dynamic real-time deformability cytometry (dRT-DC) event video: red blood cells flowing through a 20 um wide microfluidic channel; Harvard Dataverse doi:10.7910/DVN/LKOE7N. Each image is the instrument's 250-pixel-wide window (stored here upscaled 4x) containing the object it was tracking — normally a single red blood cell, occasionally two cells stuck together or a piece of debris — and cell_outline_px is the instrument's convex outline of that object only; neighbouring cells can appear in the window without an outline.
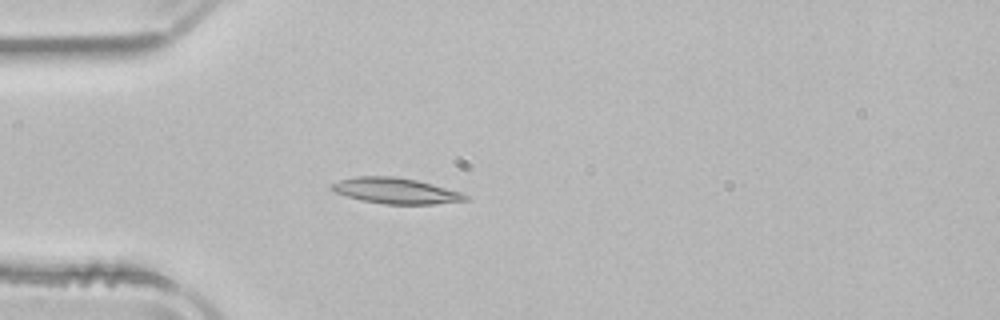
{"species": "common noctule bat (a hibernating species)", "species_latin": "Nyctalus noctula", "temperature_condition": "room temperature", "stored_images_in_passage": 38, "camera_frame_rate_fps": 3000, "um_per_image_px": 0.085, "animal": {"sex": "male", "body_mass_g": 21.5, "forearm_length_mm": 52.0}, "frame": {"image": 1, "passage_image": 1, "time_ms": 0.0, "image_size_px": [1000, 320], "cell_outline_px": [[468, 200], [432, 204], [384, 204], [360, 200], [336, 192], [328, 188], [328, 184], [340, 180], [356, 176], [392, 176], [416, 180], [460, 192], [468, 196]], "centroid_in_image_um": [33.57, 16.21], "position_along_channel_um": 51.4, "area_um2": 19.94}}
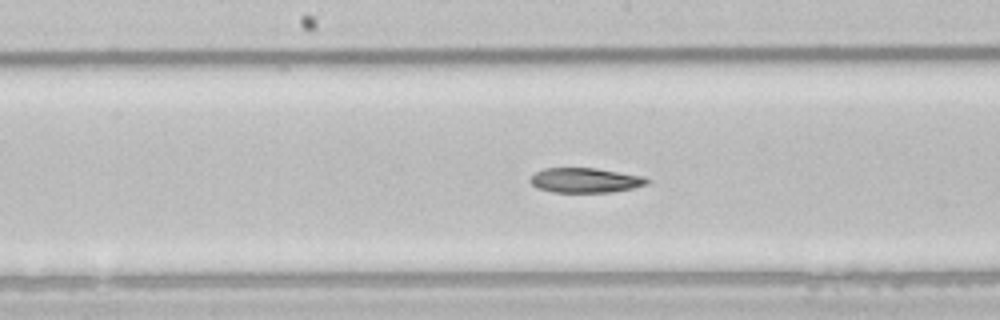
{"frame": {"image": 2, "passage_image": 13, "time_ms": 4.0, "image_size_px": [1000, 320], "cell_outline_px": [[652, 180], [648, 184], [632, 188], [612, 192], [552, 192], [536, 188], [528, 180], [536, 172], [544, 168], [596, 168], [644, 176]], "centroid_in_image_um": [49.76, 15.32], "position_along_channel_um": 198.4, "area_um2": 16.99}}
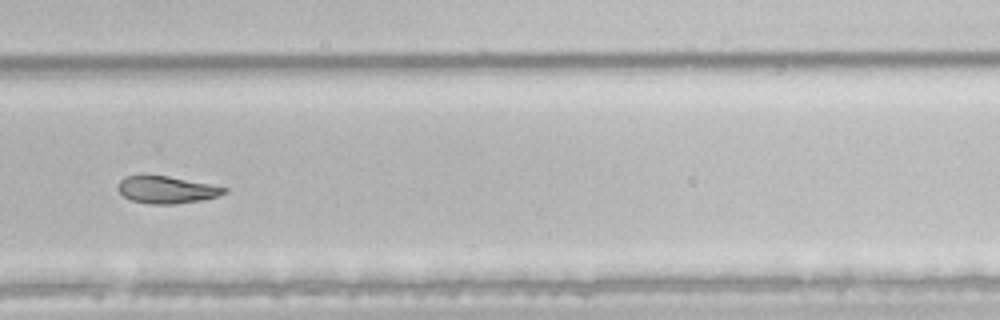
{"frame": {"image": 3, "passage_image": 22, "time_ms": 7.0, "image_size_px": [1000, 320], "cell_outline_px": [[228, 192], [216, 196], [200, 200], [172, 204], [152, 204], [132, 200], [124, 196], [116, 188], [120, 180], [124, 176], [140, 172], [144, 172], [168, 176], [212, 184], [228, 188]], "centroid_in_image_um": [14.09, 16.07], "position_along_channel_um": 315.7, "area_um2": 17.34}}